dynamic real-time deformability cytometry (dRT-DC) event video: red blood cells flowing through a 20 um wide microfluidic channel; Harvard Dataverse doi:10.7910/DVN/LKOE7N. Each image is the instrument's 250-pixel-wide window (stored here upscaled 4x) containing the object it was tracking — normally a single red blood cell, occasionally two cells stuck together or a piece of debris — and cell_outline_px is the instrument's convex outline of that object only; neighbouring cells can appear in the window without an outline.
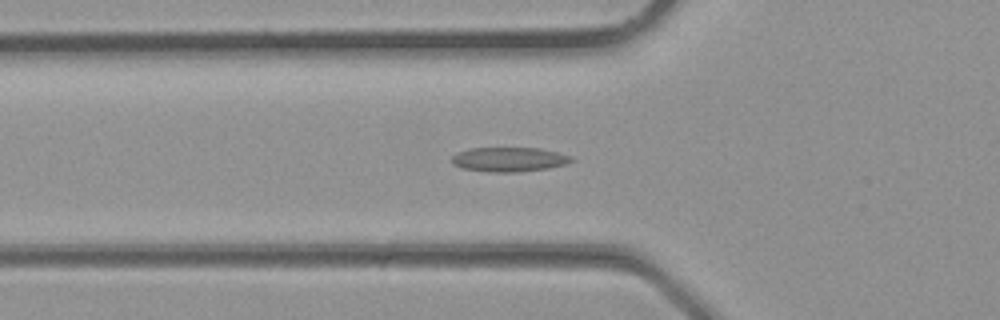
{"species": "common noctule bat (a hibernating species)", "species_latin": "Nyctalus noctula", "temperature_condition": "room temperature", "stored_images_in_passage": 33, "segment_of_instrument_passage": [1, 2], "camera_frame_rate_fps": 3000, "um_per_image_px": 0.085, "animal": {"sex": "male", "body_mass_g": 23.1, "forearm_length_mm": 52.7}, "frame": {"image": 1, "passage_image": 10, "time_ms": 3.0, "image_size_px": [1000, 320], "cell_outline_px": [[572, 160], [564, 164], [548, 168], [516, 172], [488, 172], [464, 168], [452, 164], [452, 156], [456, 152], [468, 148], [540, 148], [572, 156]], "centroid_in_image_um": [43.22, 13.54], "position_along_channel_um": 82.6, "area_um2": 16.94}}
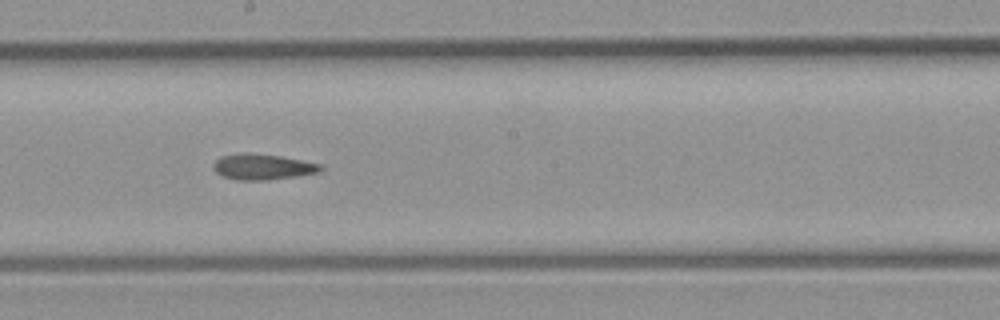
{"frame": {"image": 2, "passage_image": 17, "time_ms": 5.333, "image_size_px": [1000, 320], "cell_outline_px": [[324, 168], [320, 172], [296, 176], [268, 180], [236, 180], [220, 176], [212, 168], [212, 164], [220, 156], [240, 152], [252, 152], [280, 156], [324, 164]], "centroid_in_image_um": [22.3, 14.17], "position_along_channel_um": 225.9, "area_um2": 16.53}}
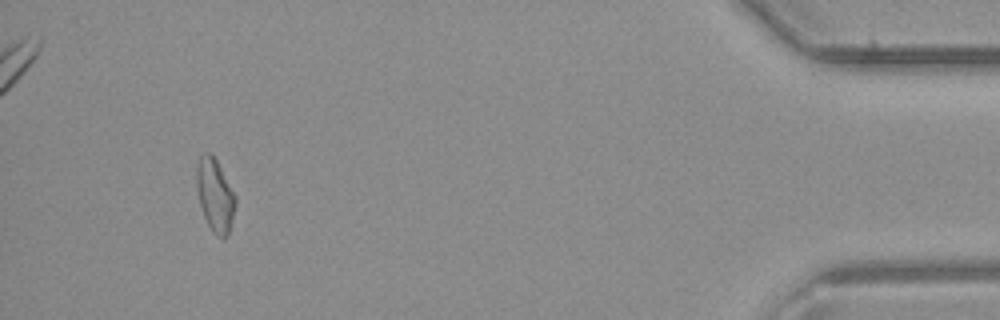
{"frame": {"image": 3, "passage_image": 30, "time_ms": 9.667, "image_size_px": [1000, 320], "cell_outline_px": [[236, 200], [228, 236], [224, 240], [216, 236], [212, 232], [204, 216], [200, 204], [196, 188], [196, 168], [200, 156], [204, 152], [212, 152], [236, 196]], "centroid_in_image_um": [18.26, 16.59], "position_along_channel_um": 416.9, "area_um2": 16.59}}